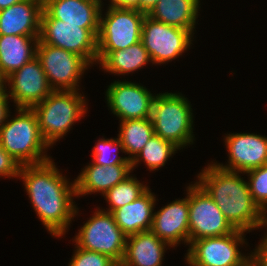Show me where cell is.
Here are the masks:
<instances>
[{"label": "cell", "mask_w": 267, "mask_h": 266, "mask_svg": "<svg viewBox=\"0 0 267 266\" xmlns=\"http://www.w3.org/2000/svg\"><path fill=\"white\" fill-rule=\"evenodd\" d=\"M8 98L6 91L0 94V127L6 122L7 118L10 117L9 113L11 112L9 111Z\"/></svg>", "instance_id": "d6a6232c"}, {"label": "cell", "mask_w": 267, "mask_h": 266, "mask_svg": "<svg viewBox=\"0 0 267 266\" xmlns=\"http://www.w3.org/2000/svg\"><path fill=\"white\" fill-rule=\"evenodd\" d=\"M244 231L192 241L186 254L190 266H249L250 256L238 248L245 243Z\"/></svg>", "instance_id": "52a82bcc"}, {"label": "cell", "mask_w": 267, "mask_h": 266, "mask_svg": "<svg viewBox=\"0 0 267 266\" xmlns=\"http://www.w3.org/2000/svg\"><path fill=\"white\" fill-rule=\"evenodd\" d=\"M179 149L172 142L154 134L131 161V169L133 171L134 167L143 160L150 171L158 170V168L165 166L167 160Z\"/></svg>", "instance_id": "484cf974"}, {"label": "cell", "mask_w": 267, "mask_h": 266, "mask_svg": "<svg viewBox=\"0 0 267 266\" xmlns=\"http://www.w3.org/2000/svg\"><path fill=\"white\" fill-rule=\"evenodd\" d=\"M36 57L40 60L53 90H80L78 83L81 76L91 66L80 55L39 40Z\"/></svg>", "instance_id": "30bf717a"}, {"label": "cell", "mask_w": 267, "mask_h": 266, "mask_svg": "<svg viewBox=\"0 0 267 266\" xmlns=\"http://www.w3.org/2000/svg\"><path fill=\"white\" fill-rule=\"evenodd\" d=\"M100 12L97 50H120L141 41L146 13L109 4L105 16ZM104 17V18H103Z\"/></svg>", "instance_id": "ba28073f"}, {"label": "cell", "mask_w": 267, "mask_h": 266, "mask_svg": "<svg viewBox=\"0 0 267 266\" xmlns=\"http://www.w3.org/2000/svg\"><path fill=\"white\" fill-rule=\"evenodd\" d=\"M167 246L171 247L151 230L127 236L125 254L119 266H162Z\"/></svg>", "instance_id": "d6986e66"}, {"label": "cell", "mask_w": 267, "mask_h": 266, "mask_svg": "<svg viewBox=\"0 0 267 266\" xmlns=\"http://www.w3.org/2000/svg\"><path fill=\"white\" fill-rule=\"evenodd\" d=\"M200 0H159L147 14L152 19L181 29H195Z\"/></svg>", "instance_id": "cb8c5ba5"}, {"label": "cell", "mask_w": 267, "mask_h": 266, "mask_svg": "<svg viewBox=\"0 0 267 266\" xmlns=\"http://www.w3.org/2000/svg\"><path fill=\"white\" fill-rule=\"evenodd\" d=\"M76 250L68 266H119L105 254L87 251L75 246Z\"/></svg>", "instance_id": "f546056e"}, {"label": "cell", "mask_w": 267, "mask_h": 266, "mask_svg": "<svg viewBox=\"0 0 267 266\" xmlns=\"http://www.w3.org/2000/svg\"><path fill=\"white\" fill-rule=\"evenodd\" d=\"M22 0H0V10L4 8H8L13 4H16Z\"/></svg>", "instance_id": "d590c367"}, {"label": "cell", "mask_w": 267, "mask_h": 266, "mask_svg": "<svg viewBox=\"0 0 267 266\" xmlns=\"http://www.w3.org/2000/svg\"><path fill=\"white\" fill-rule=\"evenodd\" d=\"M38 40L76 53L91 65L97 62V37L89 29L64 24V21L51 18L44 10L41 13Z\"/></svg>", "instance_id": "8fae6325"}, {"label": "cell", "mask_w": 267, "mask_h": 266, "mask_svg": "<svg viewBox=\"0 0 267 266\" xmlns=\"http://www.w3.org/2000/svg\"><path fill=\"white\" fill-rule=\"evenodd\" d=\"M86 100L78 90H53L32 107L43 139L52 146L86 114Z\"/></svg>", "instance_id": "277c9868"}, {"label": "cell", "mask_w": 267, "mask_h": 266, "mask_svg": "<svg viewBox=\"0 0 267 266\" xmlns=\"http://www.w3.org/2000/svg\"><path fill=\"white\" fill-rule=\"evenodd\" d=\"M250 255V266H267V235Z\"/></svg>", "instance_id": "1f68e13d"}, {"label": "cell", "mask_w": 267, "mask_h": 266, "mask_svg": "<svg viewBox=\"0 0 267 266\" xmlns=\"http://www.w3.org/2000/svg\"><path fill=\"white\" fill-rule=\"evenodd\" d=\"M241 172L219 167L215 162L203 168L196 182L209 194L235 230L247 232L266 228V214L254 202Z\"/></svg>", "instance_id": "7a4b0ae2"}, {"label": "cell", "mask_w": 267, "mask_h": 266, "mask_svg": "<svg viewBox=\"0 0 267 266\" xmlns=\"http://www.w3.org/2000/svg\"><path fill=\"white\" fill-rule=\"evenodd\" d=\"M187 196L175 199L154 212L151 231L171 247L184 242L189 244V186Z\"/></svg>", "instance_id": "2e32d148"}, {"label": "cell", "mask_w": 267, "mask_h": 266, "mask_svg": "<svg viewBox=\"0 0 267 266\" xmlns=\"http://www.w3.org/2000/svg\"><path fill=\"white\" fill-rule=\"evenodd\" d=\"M190 30L156 21L147 14L144 17L141 41L153 64H165L182 56L192 44Z\"/></svg>", "instance_id": "9c48e42d"}, {"label": "cell", "mask_w": 267, "mask_h": 266, "mask_svg": "<svg viewBox=\"0 0 267 266\" xmlns=\"http://www.w3.org/2000/svg\"><path fill=\"white\" fill-rule=\"evenodd\" d=\"M43 0H22L0 10V35L39 36Z\"/></svg>", "instance_id": "ac0fdd59"}, {"label": "cell", "mask_w": 267, "mask_h": 266, "mask_svg": "<svg viewBox=\"0 0 267 266\" xmlns=\"http://www.w3.org/2000/svg\"><path fill=\"white\" fill-rule=\"evenodd\" d=\"M214 200L197 183L189 185V244L205 237H219L233 233Z\"/></svg>", "instance_id": "7c38bea8"}, {"label": "cell", "mask_w": 267, "mask_h": 266, "mask_svg": "<svg viewBox=\"0 0 267 266\" xmlns=\"http://www.w3.org/2000/svg\"><path fill=\"white\" fill-rule=\"evenodd\" d=\"M109 2L114 7L139 10V0H110Z\"/></svg>", "instance_id": "836d02e7"}, {"label": "cell", "mask_w": 267, "mask_h": 266, "mask_svg": "<svg viewBox=\"0 0 267 266\" xmlns=\"http://www.w3.org/2000/svg\"><path fill=\"white\" fill-rule=\"evenodd\" d=\"M102 6L95 0H43V10L51 18L64 21V24L80 25L96 37Z\"/></svg>", "instance_id": "e0dca14e"}, {"label": "cell", "mask_w": 267, "mask_h": 266, "mask_svg": "<svg viewBox=\"0 0 267 266\" xmlns=\"http://www.w3.org/2000/svg\"><path fill=\"white\" fill-rule=\"evenodd\" d=\"M192 114L187 98L179 93L165 92L155 95L150 119L156 135L183 149L194 140Z\"/></svg>", "instance_id": "5b68a950"}, {"label": "cell", "mask_w": 267, "mask_h": 266, "mask_svg": "<svg viewBox=\"0 0 267 266\" xmlns=\"http://www.w3.org/2000/svg\"><path fill=\"white\" fill-rule=\"evenodd\" d=\"M158 1L159 0H139V11L148 14Z\"/></svg>", "instance_id": "e575fe53"}, {"label": "cell", "mask_w": 267, "mask_h": 266, "mask_svg": "<svg viewBox=\"0 0 267 266\" xmlns=\"http://www.w3.org/2000/svg\"><path fill=\"white\" fill-rule=\"evenodd\" d=\"M18 177L23 180L32 207L45 228L54 237L63 236L79 211L73 202L75 181L69 182L52 159L21 166Z\"/></svg>", "instance_id": "6da1fadb"}, {"label": "cell", "mask_w": 267, "mask_h": 266, "mask_svg": "<svg viewBox=\"0 0 267 266\" xmlns=\"http://www.w3.org/2000/svg\"><path fill=\"white\" fill-rule=\"evenodd\" d=\"M131 165L101 166L93 162L83 168L75 181L76 197L96 192L105 194L130 175Z\"/></svg>", "instance_id": "ffe728a7"}, {"label": "cell", "mask_w": 267, "mask_h": 266, "mask_svg": "<svg viewBox=\"0 0 267 266\" xmlns=\"http://www.w3.org/2000/svg\"><path fill=\"white\" fill-rule=\"evenodd\" d=\"M120 122L118 139L123 145L124 153L129 154L128 159L132 161L155 134L153 123L150 118Z\"/></svg>", "instance_id": "d4e9b609"}, {"label": "cell", "mask_w": 267, "mask_h": 266, "mask_svg": "<svg viewBox=\"0 0 267 266\" xmlns=\"http://www.w3.org/2000/svg\"><path fill=\"white\" fill-rule=\"evenodd\" d=\"M108 107L120 121L151 116L154 95L146 87L129 81H114L106 90Z\"/></svg>", "instance_id": "5bb4252c"}, {"label": "cell", "mask_w": 267, "mask_h": 266, "mask_svg": "<svg viewBox=\"0 0 267 266\" xmlns=\"http://www.w3.org/2000/svg\"><path fill=\"white\" fill-rule=\"evenodd\" d=\"M20 167L21 165L0 145V177H18Z\"/></svg>", "instance_id": "4dcf8cb0"}, {"label": "cell", "mask_w": 267, "mask_h": 266, "mask_svg": "<svg viewBox=\"0 0 267 266\" xmlns=\"http://www.w3.org/2000/svg\"><path fill=\"white\" fill-rule=\"evenodd\" d=\"M149 189L135 201L112 212L116 224L126 236L151 229L156 197Z\"/></svg>", "instance_id": "44dd1931"}, {"label": "cell", "mask_w": 267, "mask_h": 266, "mask_svg": "<svg viewBox=\"0 0 267 266\" xmlns=\"http://www.w3.org/2000/svg\"><path fill=\"white\" fill-rule=\"evenodd\" d=\"M148 188V186L139 182L137 178L131 175L127 176L122 182H119L103 194L109 204L107 212L112 213L115 209L135 201Z\"/></svg>", "instance_id": "4316f807"}, {"label": "cell", "mask_w": 267, "mask_h": 266, "mask_svg": "<svg viewBox=\"0 0 267 266\" xmlns=\"http://www.w3.org/2000/svg\"><path fill=\"white\" fill-rule=\"evenodd\" d=\"M6 83L10 88L6 90L8 97L17 108H32L53 91L37 57L9 75Z\"/></svg>", "instance_id": "4fadbf2b"}, {"label": "cell", "mask_w": 267, "mask_h": 266, "mask_svg": "<svg viewBox=\"0 0 267 266\" xmlns=\"http://www.w3.org/2000/svg\"><path fill=\"white\" fill-rule=\"evenodd\" d=\"M246 174L249 177L248 186L254 202L267 214V164Z\"/></svg>", "instance_id": "f1b7e54d"}, {"label": "cell", "mask_w": 267, "mask_h": 266, "mask_svg": "<svg viewBox=\"0 0 267 266\" xmlns=\"http://www.w3.org/2000/svg\"><path fill=\"white\" fill-rule=\"evenodd\" d=\"M16 117L0 127V145L21 166L41 164L51 160L46 155L50 147L43 139L32 108H15Z\"/></svg>", "instance_id": "3957f363"}, {"label": "cell", "mask_w": 267, "mask_h": 266, "mask_svg": "<svg viewBox=\"0 0 267 266\" xmlns=\"http://www.w3.org/2000/svg\"><path fill=\"white\" fill-rule=\"evenodd\" d=\"M6 78L0 73V94L6 91Z\"/></svg>", "instance_id": "8d00e7d4"}, {"label": "cell", "mask_w": 267, "mask_h": 266, "mask_svg": "<svg viewBox=\"0 0 267 266\" xmlns=\"http://www.w3.org/2000/svg\"><path fill=\"white\" fill-rule=\"evenodd\" d=\"M78 231L73 241L79 248L105 254L118 265L122 262L127 236L116 224L112 213L97 208Z\"/></svg>", "instance_id": "8992f818"}, {"label": "cell", "mask_w": 267, "mask_h": 266, "mask_svg": "<svg viewBox=\"0 0 267 266\" xmlns=\"http://www.w3.org/2000/svg\"><path fill=\"white\" fill-rule=\"evenodd\" d=\"M119 150L124 153L123 145L118 138H101L93 147V152L91 155L93 157L92 162L101 166L131 165V161L128 159V157L118 156L120 152ZM112 151L115 153H112Z\"/></svg>", "instance_id": "83f0119b"}, {"label": "cell", "mask_w": 267, "mask_h": 266, "mask_svg": "<svg viewBox=\"0 0 267 266\" xmlns=\"http://www.w3.org/2000/svg\"><path fill=\"white\" fill-rule=\"evenodd\" d=\"M39 36L0 35V73L7 78L36 57Z\"/></svg>", "instance_id": "7402d4cb"}, {"label": "cell", "mask_w": 267, "mask_h": 266, "mask_svg": "<svg viewBox=\"0 0 267 266\" xmlns=\"http://www.w3.org/2000/svg\"><path fill=\"white\" fill-rule=\"evenodd\" d=\"M152 62L150 56L139 41L126 49L120 50H97V63L100 64L106 72L125 75L136 72Z\"/></svg>", "instance_id": "603a6c76"}, {"label": "cell", "mask_w": 267, "mask_h": 266, "mask_svg": "<svg viewBox=\"0 0 267 266\" xmlns=\"http://www.w3.org/2000/svg\"><path fill=\"white\" fill-rule=\"evenodd\" d=\"M229 154L227 165L216 164L226 170L243 172L267 164V137L253 133H231L224 137Z\"/></svg>", "instance_id": "9a60e30c"}]
</instances>
